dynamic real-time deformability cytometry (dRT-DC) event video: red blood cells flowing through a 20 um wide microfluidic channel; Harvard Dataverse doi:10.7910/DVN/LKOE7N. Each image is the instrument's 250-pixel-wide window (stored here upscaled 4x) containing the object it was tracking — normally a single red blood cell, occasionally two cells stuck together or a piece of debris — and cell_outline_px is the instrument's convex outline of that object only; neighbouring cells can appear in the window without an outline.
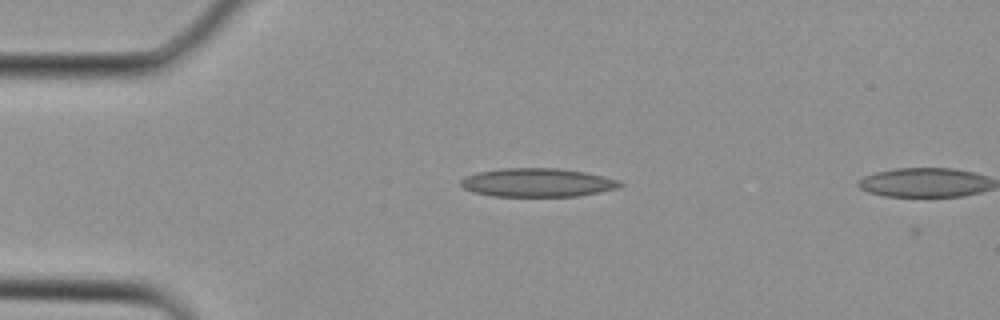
{"species": "Egyptian fruit bat (a non-hibernating species)", "species_latin": "Rousettus aegyptiacus", "temperature_condition": "cold", "stored_images_in_passage": 2, "segment_of_instrument_passage": [1, 2], "camera_frame_rate_fps": 3000, "um_per_image_px": 0.085, "animal": {"sex": "female"}, "frame": {"image": 1, "passage_image": 1, "time_ms": 0.0, "image_size_px": [1000, 320], "cell_outline_px": [[624, 184], [620, 188], [580, 196], [492, 196], [472, 192], [464, 188], [460, 184], [460, 180], [464, 176], [480, 172], [500, 168], [560, 168], [584, 172], [616, 180]], "centroid_in_image_um": [45.65, 15.52], "position_along_channel_um": 39.3, "area_um2": 26.53}}